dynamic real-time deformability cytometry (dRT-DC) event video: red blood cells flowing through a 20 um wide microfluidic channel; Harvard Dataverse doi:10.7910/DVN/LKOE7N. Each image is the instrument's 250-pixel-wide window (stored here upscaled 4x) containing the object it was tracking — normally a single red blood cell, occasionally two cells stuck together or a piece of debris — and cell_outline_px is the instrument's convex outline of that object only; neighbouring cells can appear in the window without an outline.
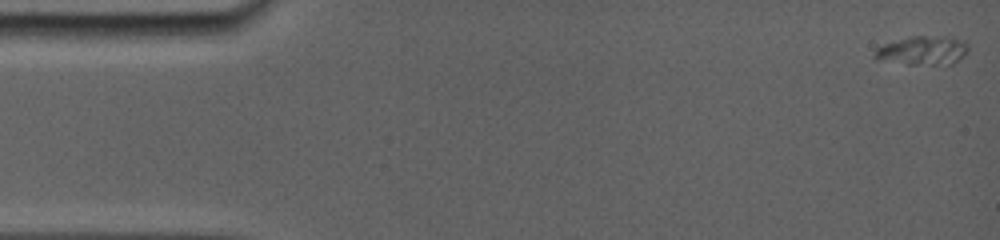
{"species": "common noctule bat (a hibernating species)", "species_latin": "Nyctalus noctula", "temperature_condition": "room temperature", "stored_images_in_passage": 93, "camera_frame_rate_fps": 5000, "um_per_image_px": 0.085, "animal": {"sex": "female", "body_mass_g": 19.0, "forearm_length_mm": 56.7}, "frame": {"image": 1, "passage_image": 1, "time_ms": 0.0, "image_size_px": [1000, 240], "cell_outline_px": [[968, 52], [964, 56], [952, 64], [908, 64], [876, 60], [872, 56], [876, 48], [884, 44], [912, 36], [944, 36], [964, 40], [968, 44]], "centroid_in_image_um": [78.43, 4.29], "position_along_channel_um": 6.6, "area_um2": 15.84}}
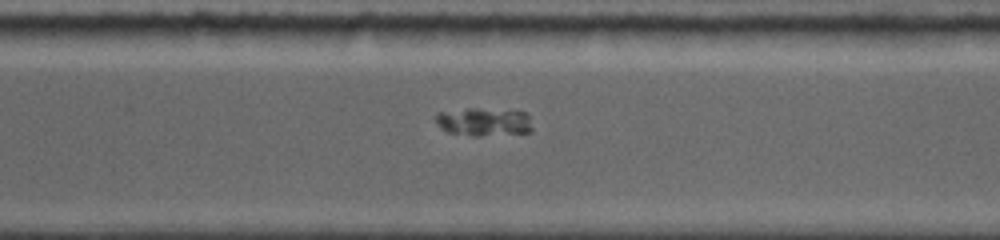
{"frame": {"image": 2, "passage_image": 65, "time_ms": 12.0, "image_size_px": [1000, 240], "cell_outline_px": [[532, 132], [476, 136], [472, 136], [448, 132], [436, 120], [436, 116], [440, 112], [468, 108], [476, 108], [524, 112], [528, 116], [532, 128]], "centroid_in_image_um": [41.16, 10.36], "position_along_channel_um": 329.4, "area_um2": 15.55}}
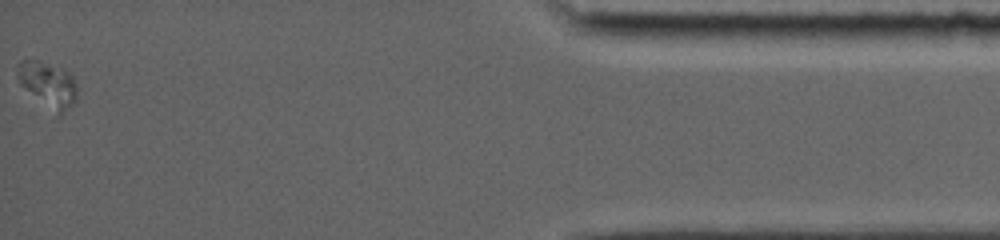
{"frame": {"image": 3, "passage_image": 92, "time_ms": 16.6, "image_size_px": [1000, 240], "cell_outline_px": [[76, 100], [60, 116], [20, 84], [16, 68], [20, 60], [40, 60], [68, 72], [72, 76], [76, 88]], "centroid_in_image_um": [4.07, 7.15], "position_along_channel_um": 431.1, "area_um2": 15.2}}